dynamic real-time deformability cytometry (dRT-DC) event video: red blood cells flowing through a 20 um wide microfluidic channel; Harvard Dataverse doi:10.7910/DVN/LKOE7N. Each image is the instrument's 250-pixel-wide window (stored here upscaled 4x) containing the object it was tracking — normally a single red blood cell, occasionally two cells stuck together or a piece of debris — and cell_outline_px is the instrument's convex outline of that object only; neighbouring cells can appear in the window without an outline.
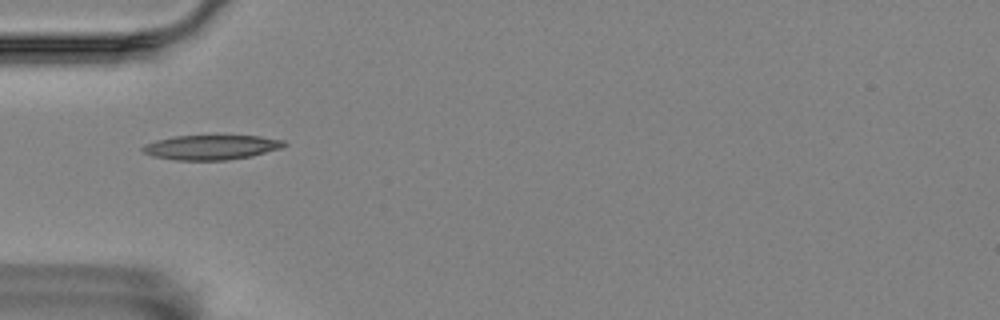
{"species": "Egyptian fruit bat (a non-hibernating species)", "species_latin": "Rousettus aegyptiacus", "temperature_condition": "room temperature", "stored_images_in_passage": 40, "camera_frame_rate_fps": 3000, "um_per_image_px": 0.085, "animal": {"sex": "female"}, "frame": {"image": 1, "passage_image": 1, "time_ms": 0.0, "image_size_px": [1000, 320], "cell_outline_px": [[288, 144], [280, 148], [252, 156], [228, 160], [172, 160], [152, 156], [144, 152], [140, 148], [144, 144], [156, 140], [172, 136], [260, 136], [284, 140]], "centroid_in_image_um": [17.93, 12.52], "position_along_channel_um": 67.1, "area_um2": 20.4}}
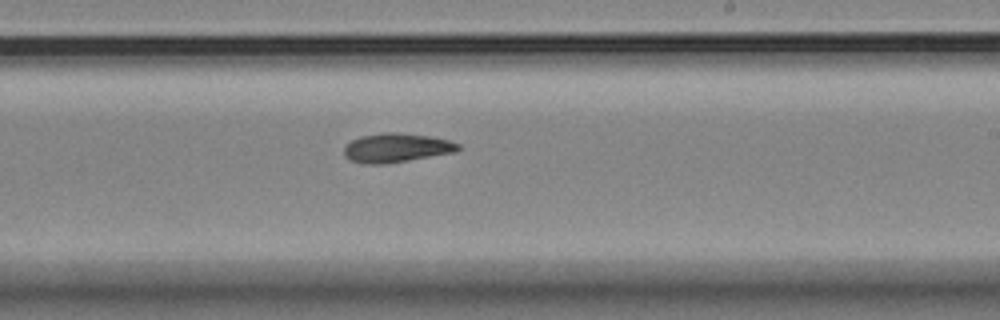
{"frame": {"image": 2, "passage_image": 17, "time_ms": 5.333, "image_size_px": [1000, 320], "cell_outline_px": [[460, 148], [456, 152], [384, 164], [364, 164], [348, 160], [344, 156], [344, 148], [352, 140], [360, 136], [384, 132], [396, 132], [432, 136], [448, 140], [460, 144]], "centroid_in_image_um": [33.68, 12.56], "position_along_channel_um": 255.3, "area_um2": 19.42}}
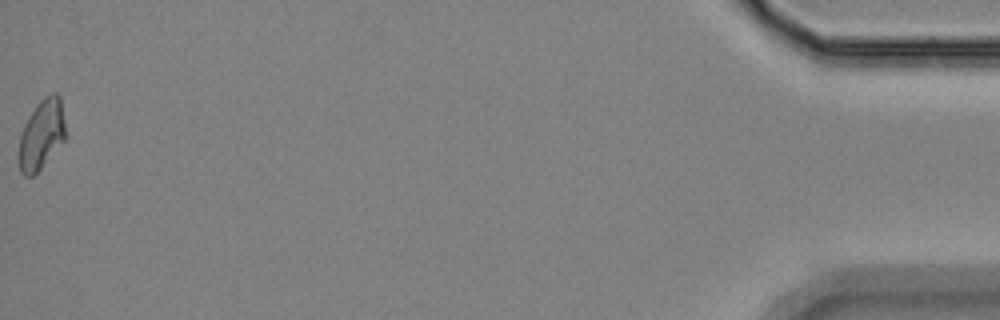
{"frame": {"image": 3, "passage_image": 40, "time_ms": 13.0, "image_size_px": [1000, 320], "cell_outline_px": [[64, 140], [40, 168], [32, 176], [24, 176], [20, 172], [20, 132], [24, 124], [36, 104], [44, 96], [52, 92], [56, 92], [60, 96], [64, 124]], "centroid_in_image_um": [3.52, 11.39], "position_along_channel_um": 431.7, "area_um2": 18.5}, "authors_computed_cell_mechanics": {"area_um2": 19.074, "velocity_mm_per_s": 3.5215, "shape_relaxation_time_tau1_ms": 4.8575, "shape_relaxation_time_tau2_ms": 5.5096, "deformation_change_tau1": 0.1295, "deformation_change_tau2": 0.1118}}